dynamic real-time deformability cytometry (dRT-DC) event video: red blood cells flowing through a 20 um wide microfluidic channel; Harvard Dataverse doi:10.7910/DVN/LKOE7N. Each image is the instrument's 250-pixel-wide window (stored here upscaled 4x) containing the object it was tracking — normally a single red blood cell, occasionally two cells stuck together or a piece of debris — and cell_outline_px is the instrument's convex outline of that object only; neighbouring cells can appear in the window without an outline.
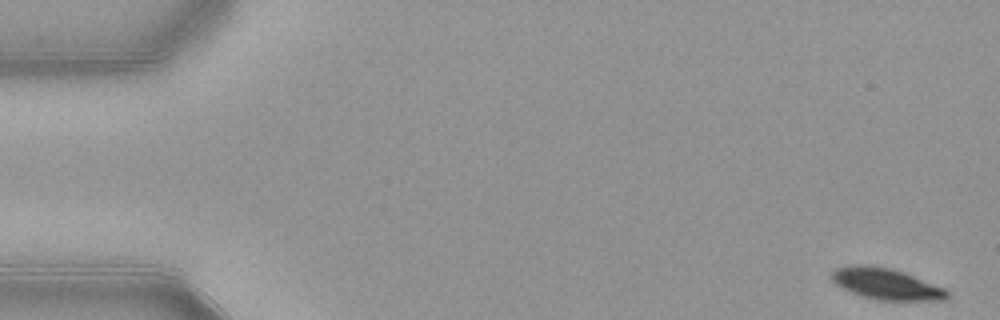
{"species": "common noctule bat (a hibernating species)", "species_latin": "Nyctalus noctula", "temperature_condition": "warm", "stored_images_in_passage": 53, "camera_frame_rate_fps": 3000, "um_per_image_px": 0.085, "animal": {"sex": "female", "body_mass_g": 21.9}, "frame": {"image": 1, "passage_image": 1, "time_ms": 0.0, "image_size_px": [1000, 320], "cell_outline_px": [[948, 296], [944, 300], [876, 300], [860, 296], [840, 288], [832, 280], [832, 272], [836, 268], [852, 264], [868, 264], [892, 268], [904, 272], [944, 288], [948, 292]], "centroid_in_image_um": [75.27, 24.12], "position_along_channel_um": 9.7, "area_um2": 21.15}}
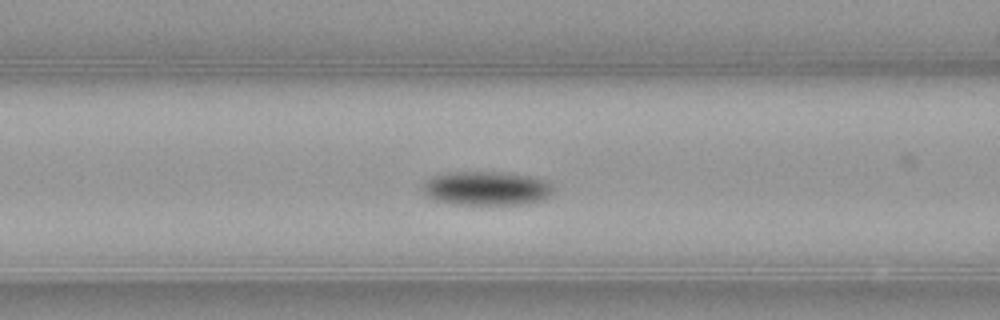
{"frame": {"image": 2, "passage_image": 21, "time_ms": 6.667, "image_size_px": [1000, 320], "cell_outline_px": [[556, 188], [548, 196], [540, 200], [528, 204], [452, 204], [436, 200], [428, 196], [420, 188], [432, 176], [448, 172], [512, 172], [532, 176], [544, 180], [552, 184]], "centroid_in_image_um": [41.38, 16.0], "position_along_channel_um": 125.2, "area_um2": 26.07}}
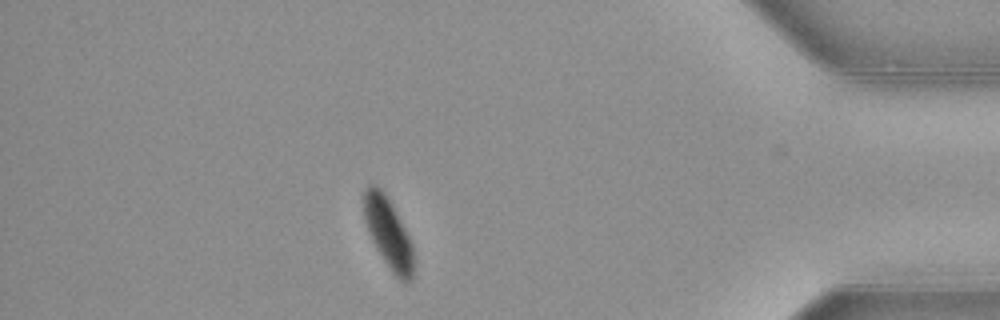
{"frame": {"image": 3, "passage_image": 46, "time_ms": 15.0, "image_size_px": [1000, 320], "cell_outline_px": [[416, 264], [412, 280], [408, 284], [404, 284], [392, 272], [376, 248], [368, 232], [364, 220], [364, 188], [368, 184], [376, 184], [384, 192], [392, 204], [412, 244]], "centroid_in_image_um": [33.03, 19.86], "position_along_channel_um": 402.2, "area_um2": 20.75}, "authors_computed_cell_mechanics": {"area_um2": 24.3916, "velocity_mm_per_s": 3.8595, "shape_relaxation_time_tau1_ms": 2.6145, "shape_relaxation_time_tau2_ms": null, "deformation_change_tau1": 0.1274, "deformation_change_tau2": null}}